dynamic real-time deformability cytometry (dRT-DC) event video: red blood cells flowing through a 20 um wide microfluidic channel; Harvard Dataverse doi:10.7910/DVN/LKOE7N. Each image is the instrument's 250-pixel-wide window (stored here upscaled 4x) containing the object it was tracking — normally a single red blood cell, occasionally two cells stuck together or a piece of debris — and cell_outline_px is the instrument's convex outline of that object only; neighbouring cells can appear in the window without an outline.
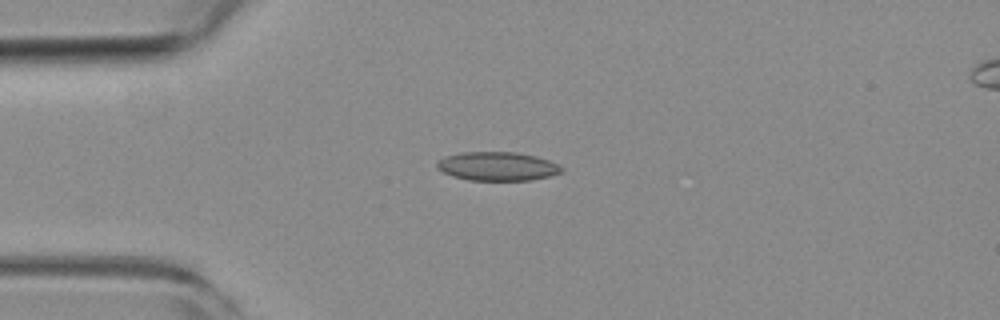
{"species": "common noctule bat (a hibernating species)", "species_latin": "Nyctalus noctula", "temperature_condition": "room temperature", "stored_images_in_passage": 42, "camera_frame_rate_fps": 3000, "um_per_image_px": 0.085, "animal": {"sex": "female", "body_mass_g": 19.3, "forearm_length_mm": 54.1}, "frame": {"image": 1, "passage_image": 1, "time_ms": 0.0, "image_size_px": [1000, 320], "cell_outline_px": [[564, 168], [560, 172], [552, 176], [532, 180], [468, 180], [452, 176], [436, 168], [436, 164], [444, 156], [460, 152], [516, 152], [536, 156], [548, 160]], "centroid_in_image_um": [42.27, 14.13], "position_along_channel_um": 42.7, "area_um2": 20.92}}
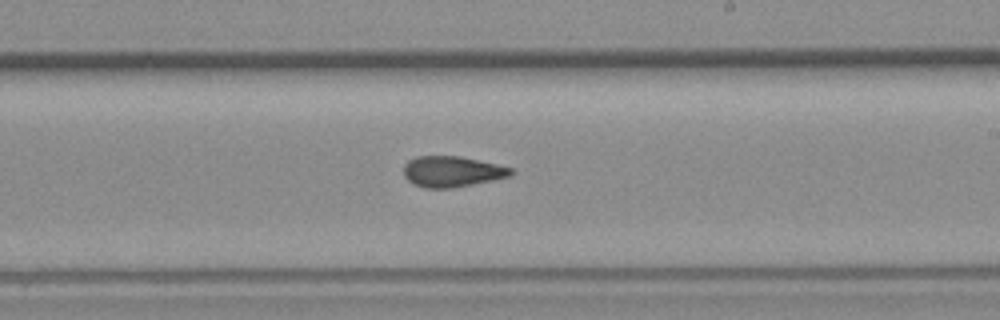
{"frame": {"image": 2, "passage_image": 19, "time_ms": 6.0, "image_size_px": [1000, 320], "cell_outline_px": [[512, 176], [452, 188], [424, 188], [412, 184], [404, 176], [404, 164], [408, 160], [416, 156], [460, 156], [496, 164], [512, 168]], "centroid_in_image_um": [38.38, 14.58], "position_along_channel_um": 250.6, "area_um2": 19.25}}
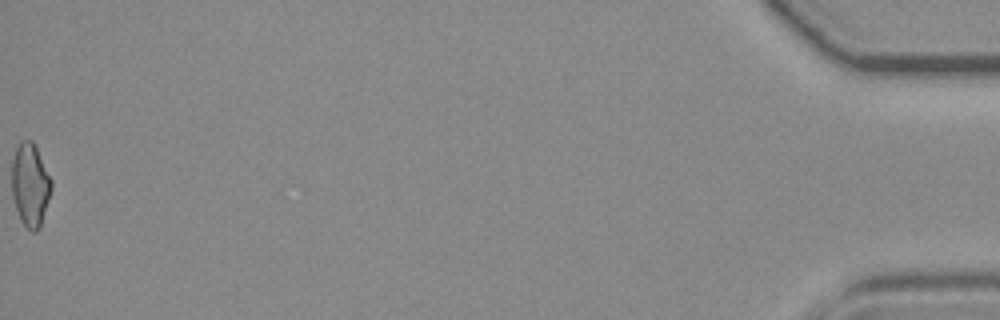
{"frame": {"image": 3, "passage_image": 42, "time_ms": 13.667, "image_size_px": [1000, 320], "cell_outline_px": [[52, 188], [40, 228], [36, 232], [32, 232], [20, 220], [12, 196], [12, 160], [16, 148], [20, 140], [32, 140], [52, 180]], "centroid_in_image_um": [2.56, 15.72], "position_along_channel_um": 432.6, "area_um2": 19.13}, "authors_computed_cell_mechanics": {"area_um2": 19.2763, "velocity_mm_per_s": 3.8092, "shape_relaxation_time_tau1_ms": null, "shape_relaxation_time_tau2_ms": 2.7239, "deformation_change_tau1": null, "deformation_change_tau2": 0.1084}}